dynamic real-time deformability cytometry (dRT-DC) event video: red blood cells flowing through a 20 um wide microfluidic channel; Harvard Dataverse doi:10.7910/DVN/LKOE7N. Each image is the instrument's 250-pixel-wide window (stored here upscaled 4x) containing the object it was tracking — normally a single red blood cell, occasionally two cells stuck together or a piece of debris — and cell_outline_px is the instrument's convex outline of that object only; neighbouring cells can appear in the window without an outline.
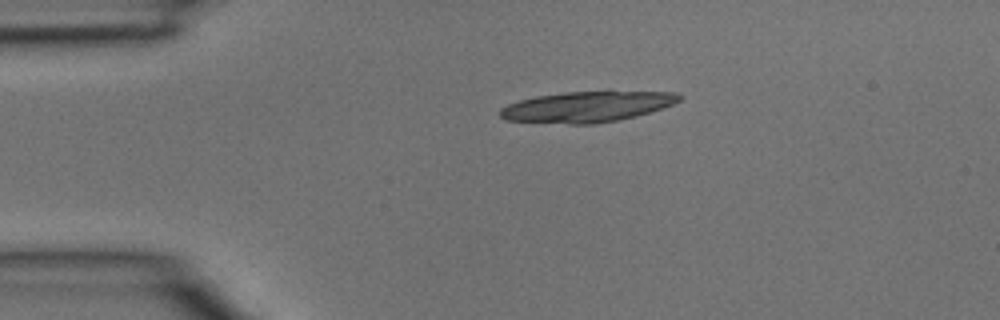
{"species": "common noctule bat (a hibernating species)", "species_latin": "Nyctalus noctula", "temperature_condition": "room temperature", "stored_images_in_passage": 5, "segment_of_instrument_passage": [2, 2], "camera_frame_rate_fps": 3000, "um_per_image_px": 0.085, "animal": {"sex": "male", "body_mass_g": 15.6}, "frame": {"image": 1, "passage_image": 5, "time_ms": 1.333, "image_size_px": [1000, 320], "cell_outline_px": [[684, 96], [680, 100], [672, 104], [636, 116], [620, 120], [596, 124], [568, 124], [504, 120], [500, 116], [500, 108], [508, 104], [520, 100], [536, 96], [564, 92], [676, 92]], "centroid_in_image_um": [49.86, 9.08], "position_along_channel_um": 35.1, "area_um2": 31.85}}